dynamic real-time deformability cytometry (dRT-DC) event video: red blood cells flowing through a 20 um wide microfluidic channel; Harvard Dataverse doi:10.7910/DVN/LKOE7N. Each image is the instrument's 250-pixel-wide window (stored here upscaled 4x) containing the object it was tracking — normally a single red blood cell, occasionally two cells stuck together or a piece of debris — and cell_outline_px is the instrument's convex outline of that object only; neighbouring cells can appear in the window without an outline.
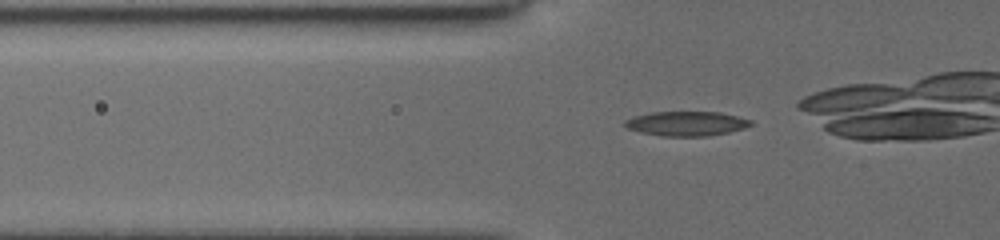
{"species": "common noctule bat (a hibernating species)", "species_latin": "Nyctalus noctula", "temperature_condition": "cold", "stored_images_in_passage": 34, "camera_frame_rate_fps": 3000, "um_per_image_px": 0.085, "animal": {"sex": "female", "body_mass_g": 19.5, "forearm_length_mm": 54.1}, "frame": {"image": 1, "passage_image": 10, "time_ms": 3.0, "image_size_px": [1000, 240], "cell_outline_px": [[752, 124], [744, 128], [728, 132], [708, 136], [664, 136], [640, 132], [628, 128], [624, 124], [624, 120], [632, 116], [652, 112], [720, 112], [752, 120]], "centroid_in_image_um": [58.33, 10.5], "position_along_channel_um": 67.5, "area_um2": 17.92}}
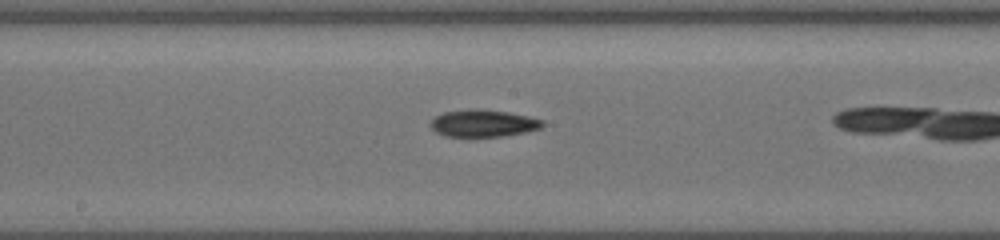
{"frame": {"image": 2, "passage_image": 21, "time_ms": 6.667, "image_size_px": [1000, 240], "cell_outline_px": [[544, 124], [540, 128], [524, 132], [500, 136], [444, 136], [436, 132], [428, 124], [436, 116], [444, 112], [472, 108], [476, 108], [508, 112], [528, 116], [544, 120]], "centroid_in_image_um": [41.05, 10.46], "position_along_channel_um": 207.1, "area_um2": 17.63}}
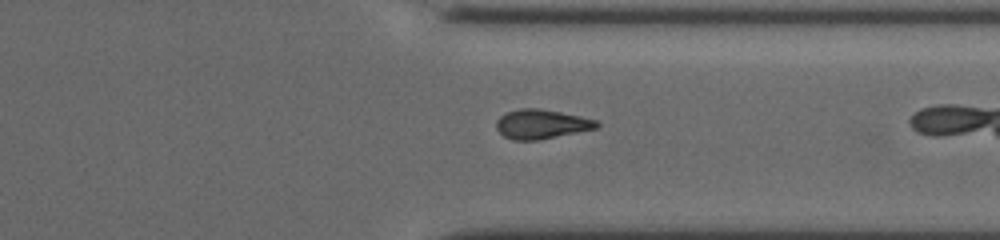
{"frame": {"image": 3, "passage_image": 33, "time_ms": 10.667, "image_size_px": [1000, 240], "cell_outline_px": [[600, 124], [596, 128], [540, 140], [512, 140], [504, 136], [496, 128], [496, 120], [500, 116], [508, 112], [520, 108], [540, 108], [580, 116], [596, 120]], "centroid_in_image_um": [46.0, 10.55], "position_along_channel_um": 365.4, "area_um2": 17.11}}